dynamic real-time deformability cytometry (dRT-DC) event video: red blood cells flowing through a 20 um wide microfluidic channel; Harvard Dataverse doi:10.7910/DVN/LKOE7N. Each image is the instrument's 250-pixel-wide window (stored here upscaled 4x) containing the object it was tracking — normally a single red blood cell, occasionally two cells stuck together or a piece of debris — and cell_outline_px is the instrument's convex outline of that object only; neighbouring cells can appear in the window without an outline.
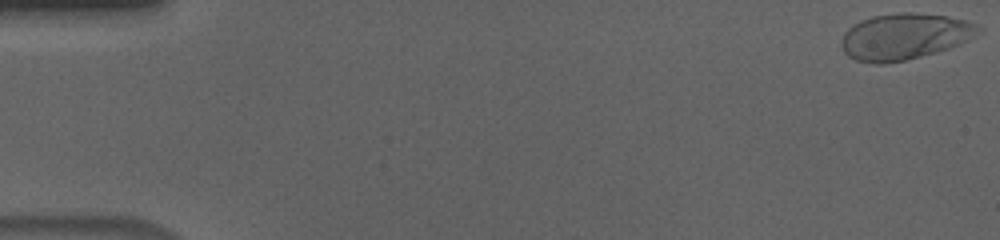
{"species": "human", "species_latin": "Homo sapiens", "temperature_condition": "cold", "stored_images_in_passage": 56, "camera_frame_rate_fps": 3000, "um_per_image_px": 0.085, "donor": {"sex": "male"}, "frame": {"image": 1, "passage_image": 1, "time_ms": 0.0, "image_size_px": [1000, 240], "cell_outline_px": [[984, 28], [980, 32], [948, 48], [936, 52], [904, 60], [884, 64], [876, 64], [856, 60], [848, 56], [844, 52], [840, 44], [840, 40], [844, 32], [848, 28], [860, 20], [872, 16], [900, 12], [912, 12], [944, 16], [964, 20], [976, 24]], "centroid_in_image_um": [76.81, 3.1], "position_along_channel_um": 8.2, "area_um2": 36.65}}
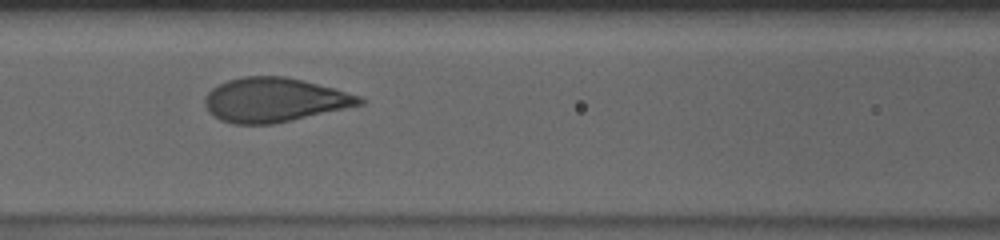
{"frame": {"image": 2, "passage_image": 25, "time_ms": 8.0, "image_size_px": [1000, 240], "cell_outline_px": [[364, 104], [292, 120], [272, 124], [232, 124], [220, 120], [212, 116], [208, 112], [204, 104], [204, 100], [208, 92], [212, 88], [228, 80], [244, 76], [284, 76], [332, 88], [360, 96], [364, 100]], "centroid_in_image_um": [23.27, 8.5], "position_along_channel_um": 143.3, "area_um2": 39.59}}
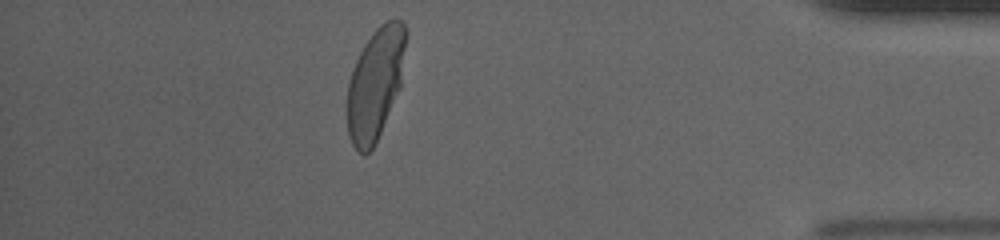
{"frame": {"image": 3, "passage_image": 50, "time_ms": 16.333, "image_size_px": [1000, 240], "cell_outline_px": [[408, 32], [400, 88], [376, 144], [364, 156], [352, 144], [348, 136], [348, 80], [352, 68], [364, 44], [372, 32], [380, 24], [388, 20], [400, 20], [404, 24]], "centroid_in_image_um": [31.92, 7.1], "position_along_channel_um": 403.3, "area_um2": 38.38}, "authors_computed_cell_mechanics": {"area_um2": 39.304, "velocity_mm_per_s": 3.6157, "shape_relaxation_time_tau1_ms": 3.7451, "shape_relaxation_time_tau2_ms": null, "deformation_change_tau1": 0.1762, "deformation_change_tau2": null}}